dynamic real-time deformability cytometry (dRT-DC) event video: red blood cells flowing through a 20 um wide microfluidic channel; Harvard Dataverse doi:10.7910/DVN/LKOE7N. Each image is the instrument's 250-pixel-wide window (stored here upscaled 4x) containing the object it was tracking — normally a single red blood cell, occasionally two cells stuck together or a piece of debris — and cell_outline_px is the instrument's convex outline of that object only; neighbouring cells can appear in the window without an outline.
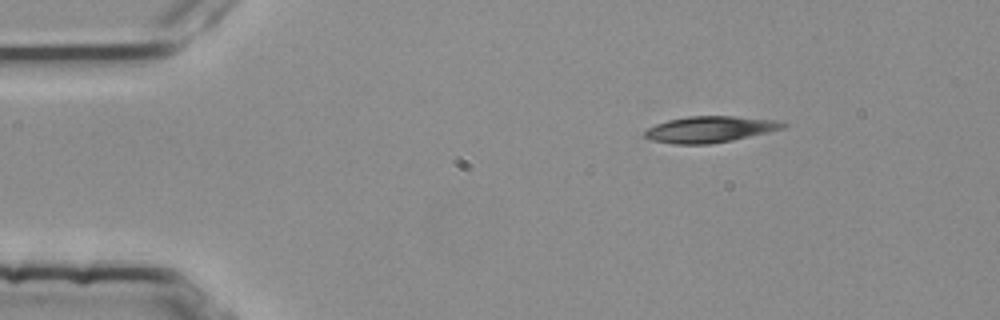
{"species": "common noctule bat (a hibernating species)", "species_latin": "Nyctalus noctula", "temperature_condition": "room temperature", "stored_images_in_passage": 3, "camera_frame_rate_fps": 3000, "um_per_image_px": 0.085, "animal": {"sex": "female", "body_mass_g": 25.1}, "frame": {"image": 1, "passage_image": 1, "time_ms": 0.0, "image_size_px": [1000, 320], "cell_outline_px": [[788, 124], [784, 128], [768, 132], [732, 140], [708, 144], [672, 144], [652, 140], [644, 136], [644, 132], [648, 128], [656, 124], [668, 120], [688, 116], [732, 116], [784, 120]], "centroid_in_image_um": [60.39, 10.98], "position_along_channel_um": 24.6, "area_um2": 21.21}}
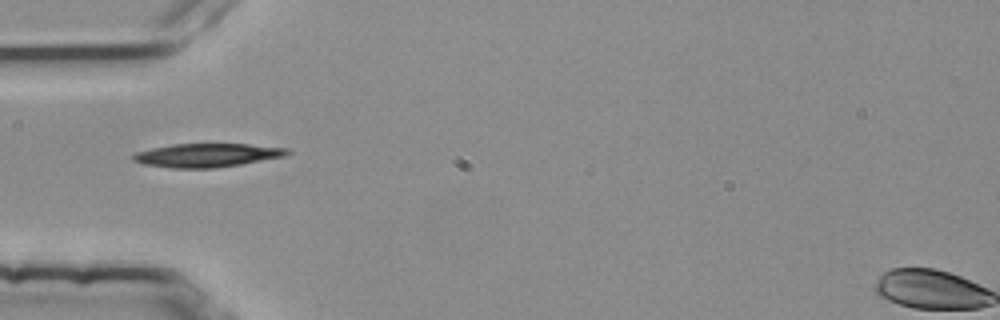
{"frame": {"image": 2, "passage_image": 3, "time_ms": 0.667, "image_size_px": [1000, 320], "cell_outline_px": [[292, 152], [284, 156], [240, 164], [212, 168], [172, 168], [144, 164], [132, 160], [132, 156], [136, 152], [152, 148], [172, 144], [248, 144], [288, 148]], "centroid_in_image_um": [17.59, 13.19], "position_along_channel_um": 67.4, "area_um2": 21.04}}